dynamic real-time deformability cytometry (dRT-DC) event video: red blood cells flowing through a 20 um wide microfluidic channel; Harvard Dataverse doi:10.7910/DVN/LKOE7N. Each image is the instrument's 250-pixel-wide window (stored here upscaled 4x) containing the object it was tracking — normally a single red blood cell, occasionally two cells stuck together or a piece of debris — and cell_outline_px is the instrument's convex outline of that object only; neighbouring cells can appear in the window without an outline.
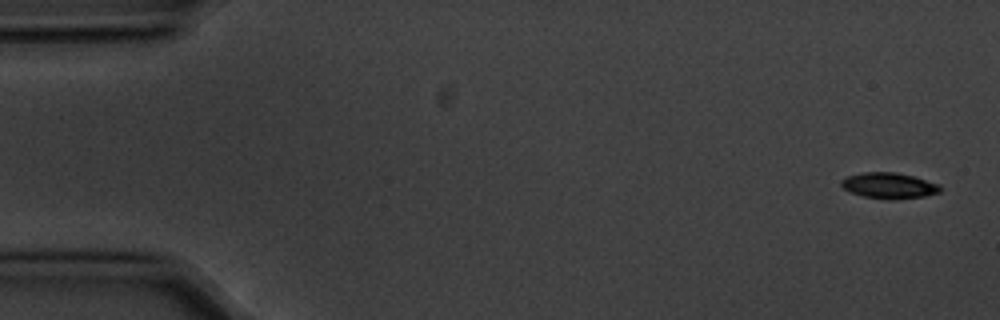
{"species": "common noctule bat (a hibernating species)", "species_latin": "Nyctalus noctula", "temperature_condition": "cold", "stored_images_in_passage": 4, "camera_frame_rate_fps": 3000, "um_per_image_px": 0.085, "animal": {"sex": "male", "body_mass_g": 20.1, "forearm_length_mm": 53.5}, "frame": {"image": 1, "passage_image": 1, "time_ms": 0.0, "image_size_px": [1000, 320], "cell_outline_px": [[940, 192], [924, 196], [892, 200], [864, 196], [852, 192], [844, 188], [840, 184], [840, 180], [848, 176], [860, 172], [896, 172], [912, 176], [940, 184]], "centroid_in_image_um": [75.56, 15.77], "position_along_channel_um": 9.4, "area_um2": 14.8}}
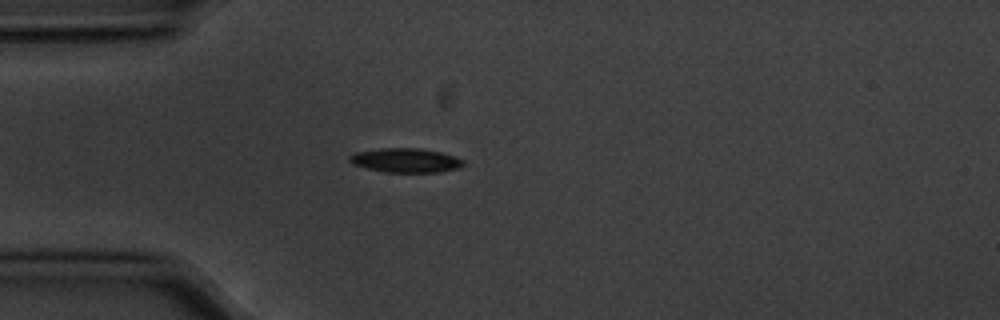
{"frame": {"image": 2, "passage_image": 4, "time_ms": 1.0, "image_size_px": [1000, 320], "cell_outline_px": [[464, 164], [456, 168], [440, 172], [384, 172], [352, 164], [348, 160], [348, 156], [356, 152], [380, 148], [420, 148], [440, 152], [456, 156], [464, 160]], "centroid_in_image_um": [34.47, 13.62], "position_along_channel_um": 50.5, "area_um2": 16.07}}